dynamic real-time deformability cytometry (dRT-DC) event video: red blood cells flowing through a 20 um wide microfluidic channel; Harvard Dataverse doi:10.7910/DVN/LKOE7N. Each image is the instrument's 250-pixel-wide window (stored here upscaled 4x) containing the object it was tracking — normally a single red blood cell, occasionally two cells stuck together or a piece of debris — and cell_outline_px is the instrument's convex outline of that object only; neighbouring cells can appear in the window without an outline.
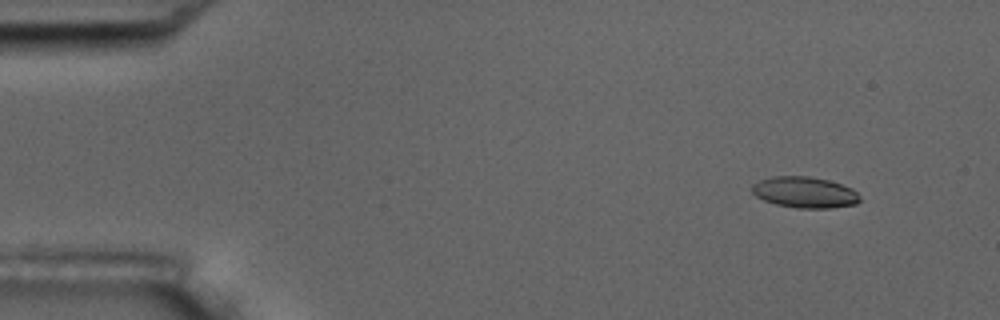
{"species": "common noctule bat (a hibernating species)", "species_latin": "Nyctalus noctula", "temperature_condition": "room temperature", "stored_images_in_passage": 5, "camera_frame_rate_fps": 3000, "um_per_image_px": 0.085, "animal": {"sex": "male", "body_mass_g": 17.5, "forearm_length_mm": 52.3}, "frame": {"image": 1, "passage_image": 2, "time_ms": 1.0, "image_size_px": [1000, 320], "cell_outline_px": [[860, 200], [856, 204], [832, 208], [796, 208], [776, 204], [764, 200], [756, 196], [752, 192], [752, 184], [760, 180], [772, 176], [808, 176], [828, 180], [852, 188], [860, 196]], "centroid_in_image_um": [68.4, 16.35], "position_along_channel_um": 16.6, "area_um2": 19.54}}
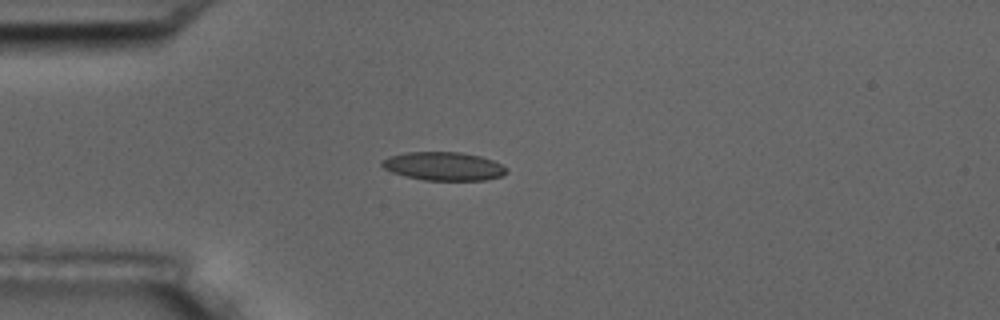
{"frame": {"image": 2, "passage_image": 5, "time_ms": 4.333, "image_size_px": [1000, 320], "cell_outline_px": [[508, 172], [500, 176], [484, 180], [424, 180], [404, 176], [392, 172], [384, 168], [380, 164], [380, 160], [388, 156], [408, 152], [460, 152], [480, 156], [492, 160], [508, 168]], "centroid_in_image_um": [37.68, 14.12], "position_along_channel_um": 47.3, "area_um2": 20.69}}